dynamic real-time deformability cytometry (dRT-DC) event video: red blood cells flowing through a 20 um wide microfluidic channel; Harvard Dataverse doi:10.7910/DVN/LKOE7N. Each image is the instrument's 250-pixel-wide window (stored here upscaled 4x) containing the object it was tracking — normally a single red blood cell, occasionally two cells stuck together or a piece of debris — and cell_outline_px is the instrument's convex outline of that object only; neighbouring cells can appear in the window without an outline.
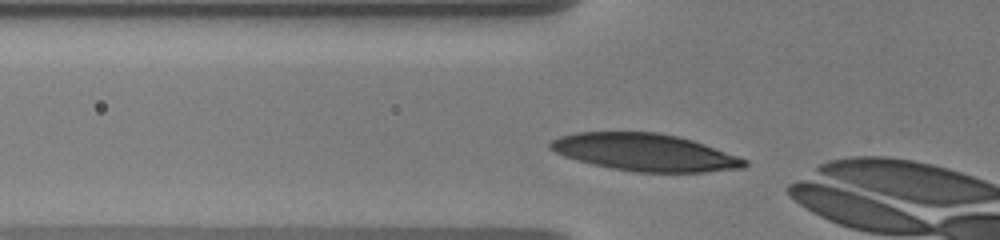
{"species": "human", "species_latin": "Homo sapiens", "temperature_condition": "warm", "stored_images_in_passage": 34, "camera_frame_rate_fps": 3000, "um_per_image_px": 0.085, "donor": {"sex": "male"}, "frame": {"image": 1, "passage_image": 2, "time_ms": 0.333, "image_size_px": [1000, 240], "cell_outline_px": [[748, 164], [744, 168], [704, 172], [636, 172], [612, 168], [592, 164], [564, 156], [548, 148], [548, 144], [552, 140], [560, 136], [576, 132], [656, 132], [676, 136], [692, 140], [740, 156], [748, 160]], "centroid_in_image_um": [54.83, 12.95], "position_along_channel_um": 71.0, "area_um2": 42.19}}
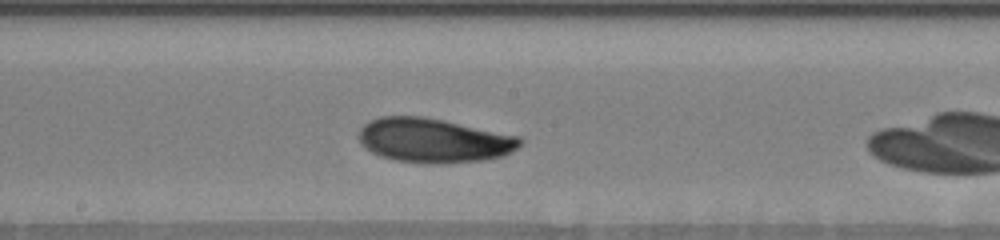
{"frame": {"image": 2, "passage_image": 14, "time_ms": 4.333, "image_size_px": [1000, 240], "cell_outline_px": [[524, 140], [516, 148], [500, 156], [484, 160], [396, 160], [380, 156], [372, 152], [360, 140], [360, 128], [368, 120], [380, 116], [424, 116], [444, 120], [520, 136]], "centroid_in_image_um": [36.85, 11.86], "position_along_channel_um": 211.3, "area_um2": 40.11}}
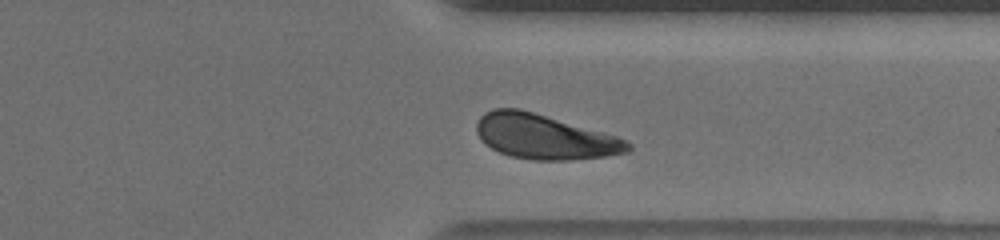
{"frame": {"image": 3, "passage_image": 27, "time_ms": 8.667, "image_size_px": [1000, 240], "cell_outline_px": [[632, 148], [628, 152], [604, 156], [572, 160], [532, 160], [512, 156], [500, 152], [492, 148], [480, 140], [476, 132], [476, 124], [480, 116], [484, 112], [492, 108], [520, 108], [616, 136], [632, 144]], "centroid_in_image_um": [46.24, 11.62], "position_along_channel_um": 365.2, "area_um2": 39.3}}